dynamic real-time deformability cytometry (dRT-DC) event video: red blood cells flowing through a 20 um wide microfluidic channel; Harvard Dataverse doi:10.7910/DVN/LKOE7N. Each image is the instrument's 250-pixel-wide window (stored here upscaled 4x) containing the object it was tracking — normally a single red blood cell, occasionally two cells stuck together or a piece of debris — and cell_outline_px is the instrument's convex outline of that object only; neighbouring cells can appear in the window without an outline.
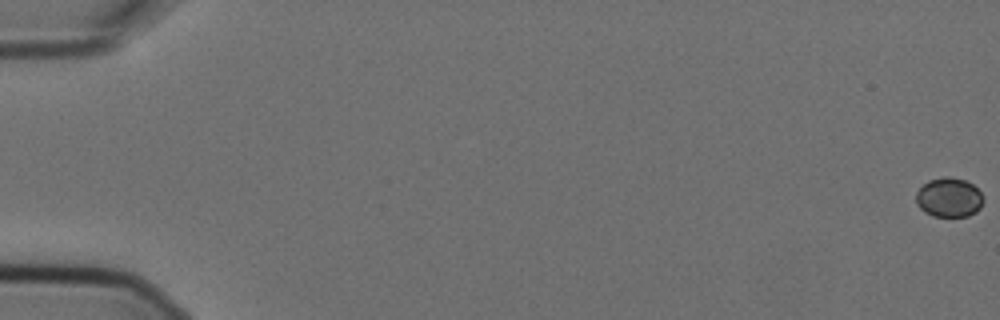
{"species": "Egyptian fruit bat (a non-hibernating species)", "species_latin": "Rousettus aegyptiacus", "temperature_condition": "cold", "stored_images_in_passage": 6, "camera_frame_rate_fps": 3000, "um_per_image_px": 0.085, "animal": {"sex": "female"}, "frame": {"image": 1, "passage_image": 1, "time_ms": 0.0, "image_size_px": [1000, 320], "cell_outline_px": [[984, 200], [980, 208], [976, 212], [968, 216], [932, 216], [924, 212], [916, 204], [916, 192], [928, 180], [944, 176], [948, 176], [964, 180], [972, 184], [980, 192]], "centroid_in_image_um": [80.65, 16.79], "position_along_channel_um": 4.3, "area_um2": 15.49}}
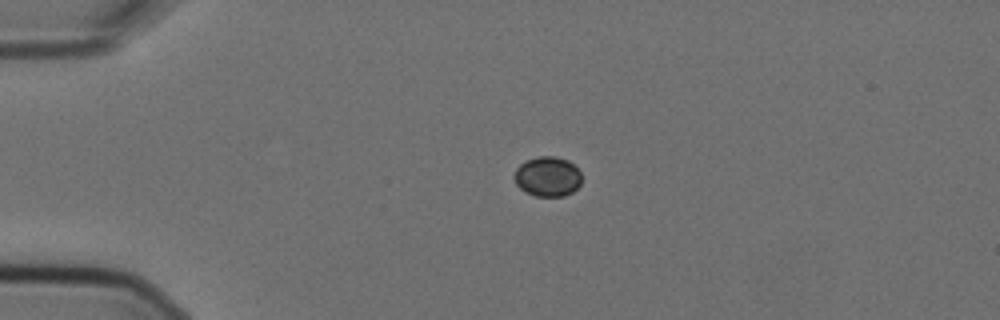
{"frame": {"image": 2, "passage_image": 5, "time_ms": 1.333, "image_size_px": [1000, 320], "cell_outline_px": [[580, 184], [572, 192], [564, 196], [536, 196], [524, 192], [516, 184], [512, 176], [516, 168], [520, 164], [528, 160], [540, 156], [556, 156], [568, 160], [580, 172]], "centroid_in_image_um": [46.51, 15.01], "position_along_channel_um": 38.5, "area_um2": 15.66}}